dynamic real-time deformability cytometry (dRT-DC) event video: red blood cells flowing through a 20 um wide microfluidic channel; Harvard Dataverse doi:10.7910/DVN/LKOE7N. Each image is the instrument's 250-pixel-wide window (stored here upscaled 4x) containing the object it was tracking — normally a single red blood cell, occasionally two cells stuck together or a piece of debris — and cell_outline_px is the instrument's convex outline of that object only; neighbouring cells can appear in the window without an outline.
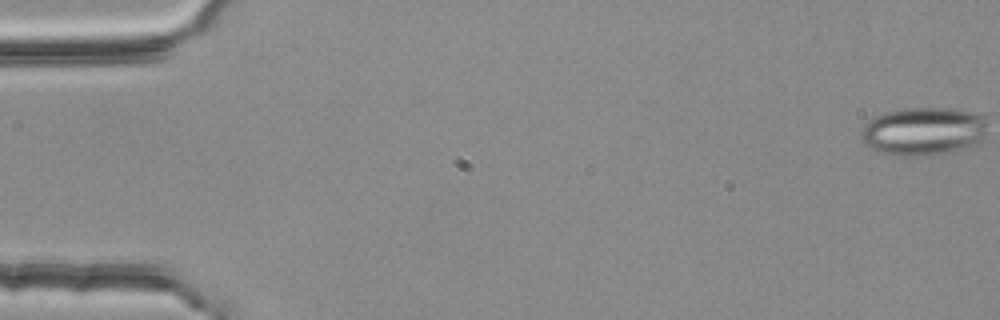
{"species": "common noctule bat (a hibernating species)", "species_latin": "Nyctalus noctula", "temperature_condition": "room temperature", "stored_images_in_passage": 4, "camera_frame_rate_fps": 3000, "um_per_image_px": 0.085, "animal": {"sex": "female", "body_mass_g": 25.1}, "frame": {"image": 1, "passage_image": 1, "time_ms": 0.0, "image_size_px": [1000, 320], "cell_outline_px": [[984, 140], [980, 144], [928, 156], [904, 156], [876, 152], [864, 144], [860, 136], [860, 132], [864, 124], [876, 116], [884, 112], [904, 108], [952, 108], [984, 116]], "centroid_in_image_um": [78.44, 11.17], "position_along_channel_um": 6.6, "area_um2": 35.6}}